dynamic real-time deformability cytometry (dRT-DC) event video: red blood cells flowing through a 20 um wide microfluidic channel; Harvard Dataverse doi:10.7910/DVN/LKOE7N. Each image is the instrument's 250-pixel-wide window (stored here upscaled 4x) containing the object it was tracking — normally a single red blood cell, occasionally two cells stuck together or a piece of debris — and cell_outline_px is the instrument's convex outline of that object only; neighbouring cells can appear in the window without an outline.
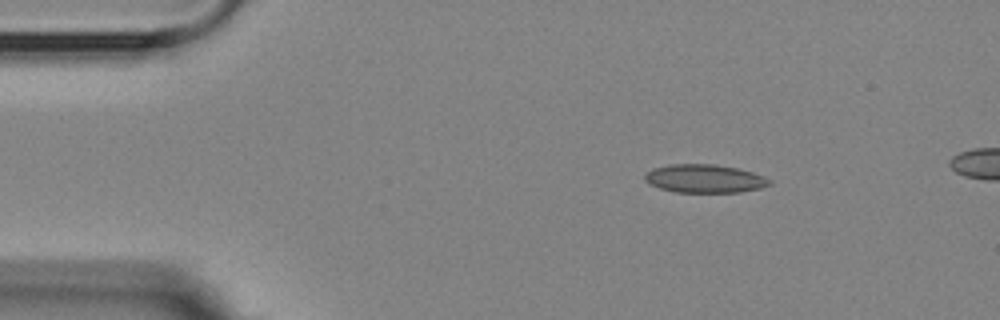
{"species": "Egyptian fruit bat (a non-hibernating species)", "species_latin": "Rousettus aegyptiacus", "temperature_condition": "room temperature", "stored_images_in_passage": 4, "camera_frame_rate_fps": 3000, "um_per_image_px": 0.085, "animal": {"sex": "female"}, "frame": {"image": 1, "passage_image": 2, "time_ms": 1.333, "image_size_px": [1000, 320], "cell_outline_px": [[772, 184], [760, 188], [740, 192], [676, 192], [660, 188], [648, 184], [644, 180], [644, 176], [652, 168], [668, 164], [716, 164], [736, 168], [752, 172], [764, 176], [772, 180]], "centroid_in_image_um": [59.89, 15.18], "position_along_channel_um": 25.1, "area_um2": 20.69}}